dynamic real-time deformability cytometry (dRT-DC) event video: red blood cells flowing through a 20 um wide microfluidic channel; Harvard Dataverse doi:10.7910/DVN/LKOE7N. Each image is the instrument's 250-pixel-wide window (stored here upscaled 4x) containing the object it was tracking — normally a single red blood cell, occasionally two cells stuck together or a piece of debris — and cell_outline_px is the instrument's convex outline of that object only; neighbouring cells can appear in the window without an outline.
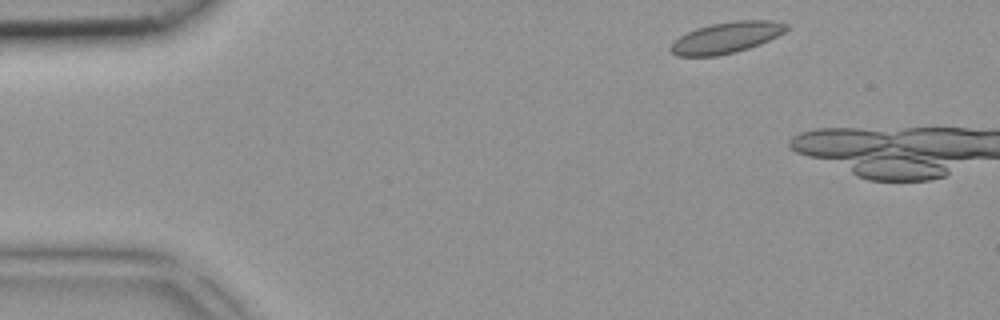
{"species": "common noctule bat (a hibernating species)", "species_latin": "Nyctalus noctula", "temperature_condition": "room temperature", "stored_images_in_passage": 2, "camera_frame_rate_fps": 3000, "um_per_image_px": 0.085, "animal": {"sex": "female", "body_mass_g": 18.4}, "frame": {"image": 1, "passage_image": 1, "time_ms": 0.0, "image_size_px": [1000, 320], "cell_outline_px": [[788, 28], [784, 32], [760, 44], [736, 52], [716, 56], [676, 56], [668, 48], [680, 36], [696, 28], [712, 24], [736, 20], [772, 20], [788, 24]], "centroid_in_image_um": [61.74, 3.19], "position_along_channel_um": 23.3, "area_um2": 20.87}}